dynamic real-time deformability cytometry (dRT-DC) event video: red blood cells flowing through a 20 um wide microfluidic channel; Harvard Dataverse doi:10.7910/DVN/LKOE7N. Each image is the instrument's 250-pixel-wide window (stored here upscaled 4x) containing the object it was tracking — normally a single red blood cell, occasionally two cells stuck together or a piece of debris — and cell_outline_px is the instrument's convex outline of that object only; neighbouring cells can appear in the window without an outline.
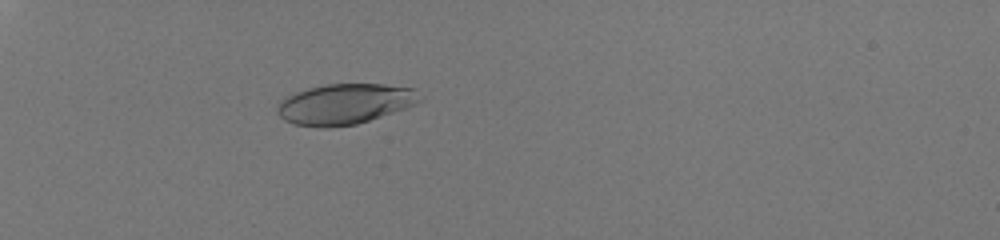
{"species": "human", "species_latin": "Homo sapiens", "temperature_condition": "room temperature", "stored_images_in_passage": 37, "camera_frame_rate_fps": 3000, "um_per_image_px": 0.085, "donor": {"sex": "male"}, "frame": {"image": 1, "passage_image": 2, "time_ms": 0.333, "image_size_px": [1000, 240], "cell_outline_px": [[424, 100], [404, 108], [356, 124], [328, 128], [320, 128], [292, 124], [284, 120], [276, 112], [276, 108], [280, 100], [296, 92], [308, 88], [328, 84], [384, 84], [416, 88]], "centroid_in_image_um": [29.29, 8.84], "position_along_channel_um": 55.7, "area_um2": 33.76}}
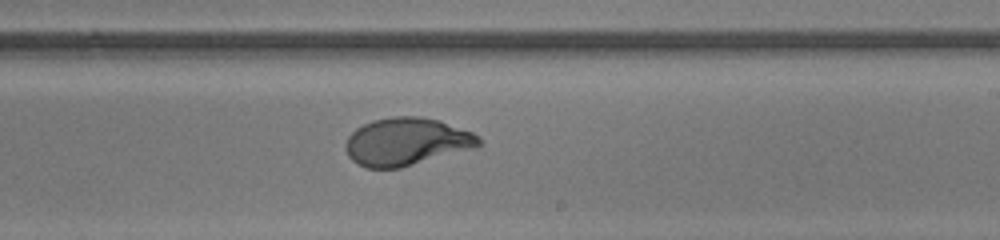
{"frame": {"image": 2, "passage_image": 20, "time_ms": 6.333, "image_size_px": [1000, 240], "cell_outline_px": [[484, 144], [476, 148], [400, 168], [368, 168], [356, 164], [348, 156], [344, 148], [344, 144], [348, 136], [356, 128], [372, 120], [392, 116], [420, 116], [440, 120], [472, 132], [480, 136]], "centroid_in_image_um": [34.57, 12.04], "position_along_channel_um": 254.4, "area_um2": 37.57}}
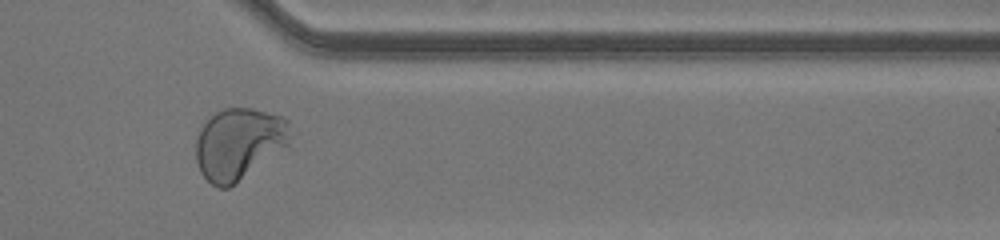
{"frame": {"image": 3, "passage_image": 30, "time_ms": 9.667, "image_size_px": [1000, 240], "cell_outline_px": [[288, 144], [228, 188], [220, 188], [212, 184], [200, 172], [196, 160], [196, 136], [200, 128], [216, 112], [224, 108], [252, 108], [284, 116], [288, 120]], "centroid_in_image_um": [20.25, 12.18], "position_along_channel_um": 391.1, "area_um2": 38.61}, "authors_computed_cell_mechanics": {"area_um2": 36.703, "velocity_mm_per_s": 4.1091, "shape_relaxation_time_tau1_ms": 3.3025, "shape_relaxation_time_tau2_ms": null, "deformation_change_tau1": 0.2025, "deformation_change_tau2": null}}